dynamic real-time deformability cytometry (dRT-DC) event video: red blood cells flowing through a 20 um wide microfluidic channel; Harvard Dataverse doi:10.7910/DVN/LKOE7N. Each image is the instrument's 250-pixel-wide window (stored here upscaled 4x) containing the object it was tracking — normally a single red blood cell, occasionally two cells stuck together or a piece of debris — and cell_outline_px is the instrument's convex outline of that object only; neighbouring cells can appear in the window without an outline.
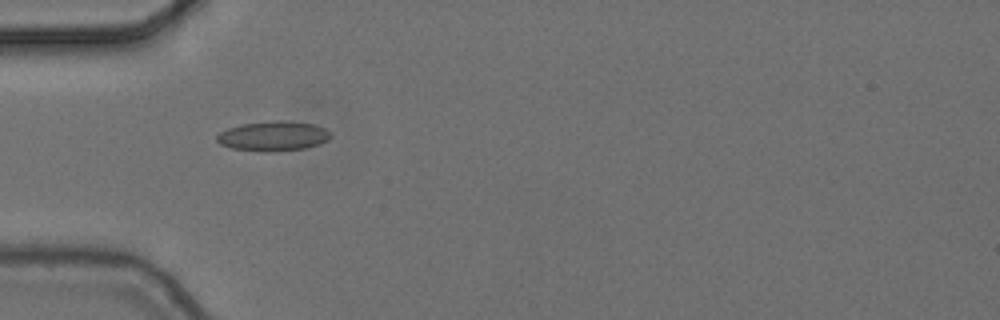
{"species": "common noctule bat (a hibernating species)", "species_latin": "Nyctalus noctula", "temperature_condition": "cold", "stored_images_in_passage": 2, "camera_frame_rate_fps": 3000, "um_per_image_px": 0.085, "animal": {"sex": "female", "body_mass_g": 24.6, "forearm_length_mm": 56.2}, "frame": {"image": 1, "passage_image": 1, "time_ms": 0.0, "image_size_px": [1000, 320], "cell_outline_px": [[332, 136], [328, 140], [320, 144], [304, 148], [264, 152], [232, 148], [220, 144], [216, 140], [216, 136], [220, 132], [228, 128], [240, 124], [272, 120], [288, 120], [316, 124], [332, 132]], "centroid_in_image_um": [23.25, 11.54], "position_along_channel_um": 61.7, "area_um2": 20.0}}
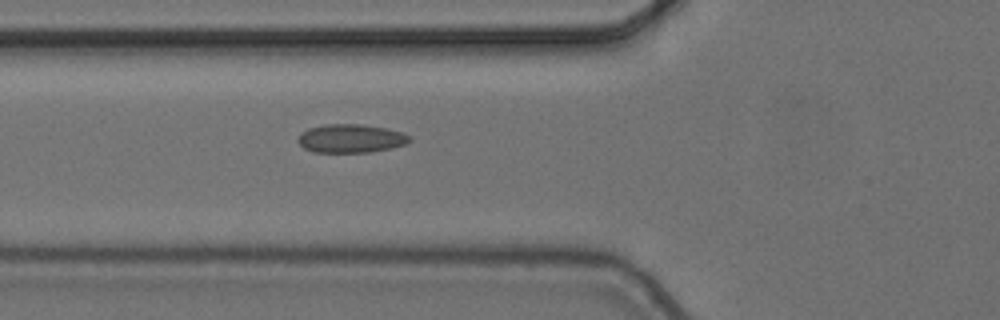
{"frame": {"image": 2, "passage_image": 2, "time_ms": 0.333, "image_size_px": [1000, 320], "cell_outline_px": [[412, 140], [404, 144], [392, 148], [372, 152], [312, 152], [304, 148], [296, 140], [300, 132], [308, 128], [328, 124], [360, 124], [384, 128], [404, 132], [412, 136]], "centroid_in_image_um": [29.82, 11.77], "position_along_channel_um": 96.0, "area_um2": 18.73}}